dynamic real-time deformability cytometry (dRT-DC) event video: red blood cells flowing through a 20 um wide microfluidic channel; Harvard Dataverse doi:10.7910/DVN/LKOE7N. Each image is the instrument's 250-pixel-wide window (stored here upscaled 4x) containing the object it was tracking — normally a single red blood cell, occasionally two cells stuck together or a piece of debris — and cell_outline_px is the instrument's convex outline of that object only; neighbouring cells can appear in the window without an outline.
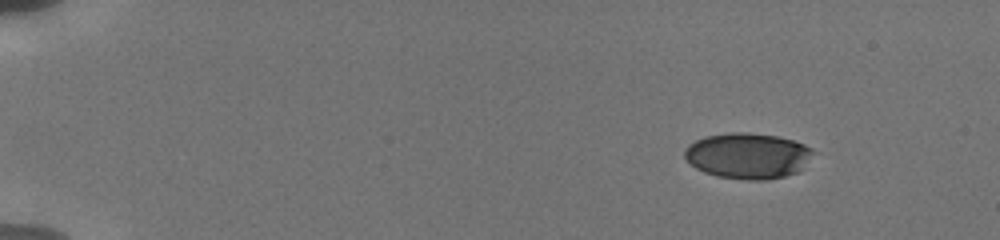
{"species": "human", "species_latin": "Homo sapiens", "temperature_condition": "cold", "stored_images_in_passage": 19, "camera_frame_rate_fps": 3000, "um_per_image_px": 0.085, "donor": {"sex": "male"}, "frame": {"image": 1, "passage_image": 1, "time_ms": 0.0, "image_size_px": [1000, 240], "cell_outline_px": [[816, 152], [796, 172], [784, 176], [768, 180], [748, 180], [716, 176], [704, 172], [696, 168], [684, 156], [684, 148], [688, 144], [704, 136], [728, 132], [748, 132], [776, 136], [792, 140], [804, 144], [812, 148]], "centroid_in_image_um": [63.54, 13.23], "position_along_channel_um": 21.5, "area_um2": 34.33}}
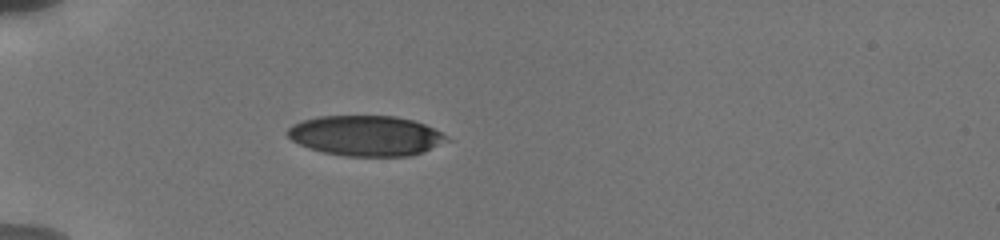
{"frame": {"image": 2, "passage_image": 11, "time_ms": 3.667, "image_size_px": [1000, 240], "cell_outline_px": [[452, 140], [424, 152], [408, 156], [344, 156], [324, 152], [308, 148], [292, 140], [288, 136], [288, 128], [292, 124], [304, 120], [320, 116], [396, 116], [412, 120], [424, 124], [448, 136]], "centroid_in_image_um": [31.13, 11.54], "position_along_channel_um": 53.9, "area_um2": 37.4}}
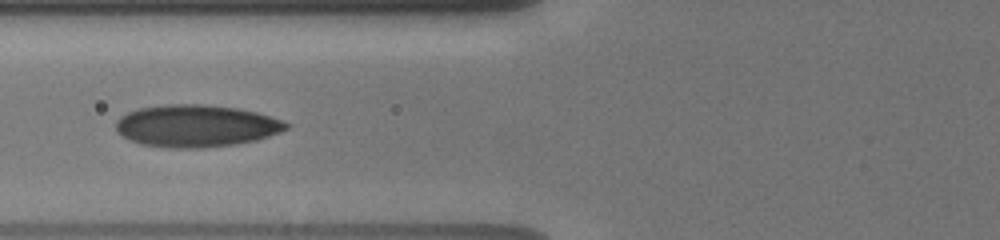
{"frame": {"image": 3, "passage_image": 18, "time_ms": 5.667, "image_size_px": [1000, 240], "cell_outline_px": [[292, 124], [288, 128], [280, 132], [256, 140], [236, 144], [204, 148], [168, 148], [140, 144], [128, 140], [116, 132], [116, 120], [120, 116], [128, 112], [140, 108], [168, 104], [204, 104], [240, 108], [256, 112], [284, 120]], "centroid_in_image_um": [16.67, 10.7], "position_along_channel_um": 109.1, "area_um2": 42.31}}